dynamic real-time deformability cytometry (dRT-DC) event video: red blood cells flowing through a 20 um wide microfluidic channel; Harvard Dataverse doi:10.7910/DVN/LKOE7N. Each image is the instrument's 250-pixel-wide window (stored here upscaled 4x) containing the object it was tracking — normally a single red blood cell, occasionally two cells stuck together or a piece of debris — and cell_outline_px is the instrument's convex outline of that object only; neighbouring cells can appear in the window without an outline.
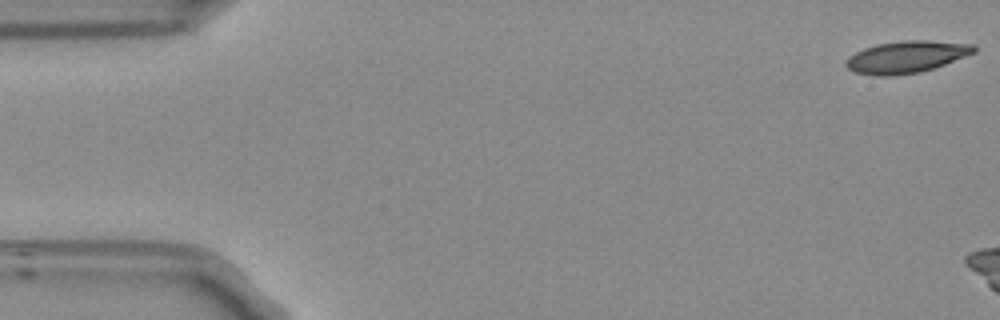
{"species": "Egyptian fruit bat (a non-hibernating species)", "species_latin": "Rousettus aegyptiacus", "temperature_condition": "room temperature", "stored_images_in_passage": 16, "camera_frame_rate_fps": 3000, "um_per_image_px": 0.085, "frame": {"image": 1, "passage_image": 1, "time_ms": 0.0, "image_size_px": [1000, 320], "cell_outline_px": [[976, 52], [944, 64], [920, 72], [892, 76], [876, 76], [856, 72], [848, 68], [844, 64], [844, 60], [848, 56], [864, 48], [876, 44], [900, 40], [928, 40], [976, 44]], "centroid_in_image_um": [77.03, 4.83], "position_along_channel_um": 8.0, "area_um2": 23.99}}
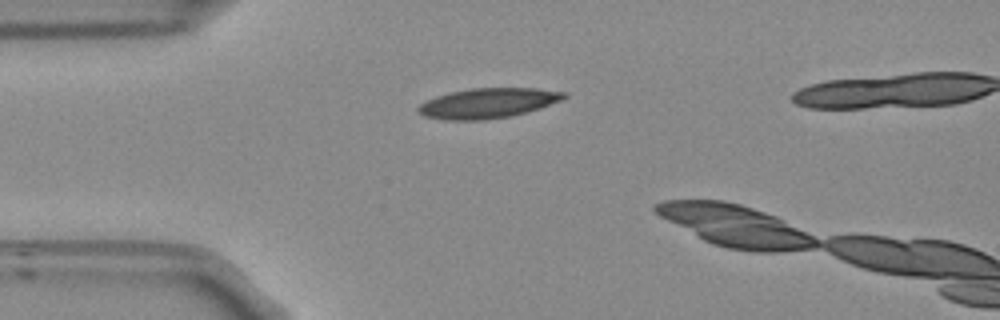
{"frame": {"image": 2, "passage_image": 13, "time_ms": 4.0, "image_size_px": [1000, 320], "cell_outline_px": [[568, 96], [564, 100], [540, 108], [512, 116], [484, 120], [444, 120], [424, 116], [416, 112], [416, 108], [420, 104], [436, 96], [448, 92], [468, 88], [536, 88], [568, 92]], "centroid_in_image_um": [41.49, 8.76], "position_along_channel_um": 43.5, "area_um2": 25.89}}